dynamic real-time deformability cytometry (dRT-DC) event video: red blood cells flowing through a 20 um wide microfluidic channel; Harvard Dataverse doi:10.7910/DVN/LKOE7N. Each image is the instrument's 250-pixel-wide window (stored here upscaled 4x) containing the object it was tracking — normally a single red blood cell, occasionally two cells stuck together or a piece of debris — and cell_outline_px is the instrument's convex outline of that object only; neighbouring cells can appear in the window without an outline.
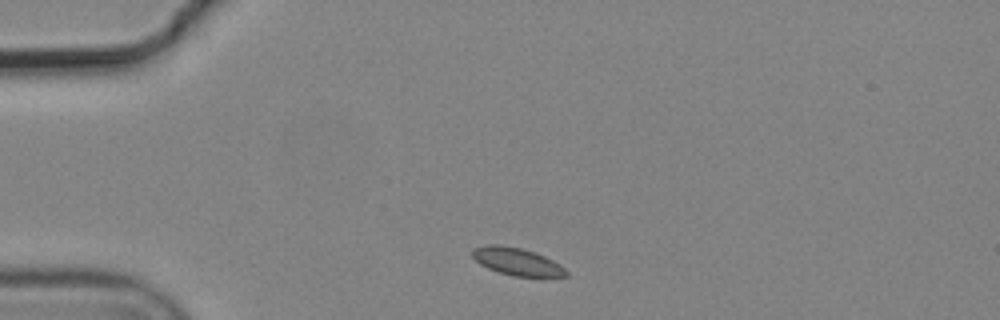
{"species": "common noctule bat (a hibernating species)", "species_latin": "Nyctalus noctula", "temperature_condition": "cold", "stored_images_in_passage": 1, "camera_frame_rate_fps": 3000, "um_per_image_px": 0.085, "animal": {"sex": "male", "body_mass_g": 19.2, "forearm_length_mm": 51.8}, "frame": {"image": 1, "passage_image": 1, "time_ms": 0.0, "image_size_px": [1000, 320], "cell_outline_px": [[568, 276], [512, 276], [488, 268], [480, 264], [472, 256], [472, 248], [484, 244], [500, 244], [520, 248], [536, 252], [560, 264], [568, 272]], "centroid_in_image_um": [43.91, 22.21], "position_along_channel_um": 41.1, "area_um2": 15.03}}